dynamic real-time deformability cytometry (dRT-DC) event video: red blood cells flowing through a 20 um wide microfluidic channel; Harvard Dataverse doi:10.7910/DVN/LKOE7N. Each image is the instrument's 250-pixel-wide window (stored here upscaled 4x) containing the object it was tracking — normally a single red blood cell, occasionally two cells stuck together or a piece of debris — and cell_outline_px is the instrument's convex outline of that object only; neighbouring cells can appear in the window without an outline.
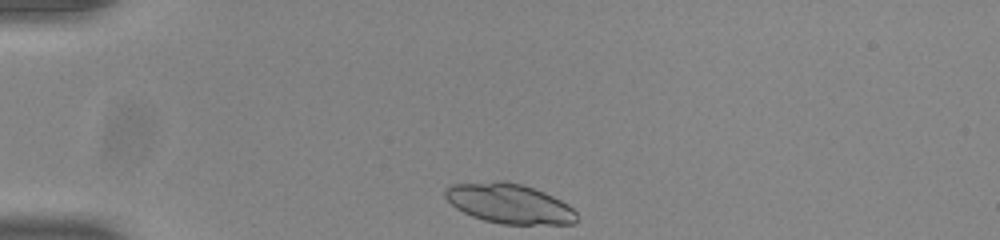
{"species": "common noctule bat (a hibernating species)", "species_latin": "Nyctalus noctula", "temperature_condition": "room temperature", "stored_images_in_passage": 34, "camera_frame_rate_fps": 3000, "um_per_image_px": 0.085, "animal": {"sex": "male", "body_mass_g": 20.0, "forearm_length_mm": 53.3}, "frame": {"image": 1, "passage_image": 1, "time_ms": 0.0, "image_size_px": [1000, 240], "cell_outline_px": [[580, 220], [576, 224], [500, 224], [484, 220], [472, 216], [456, 208], [444, 196], [444, 188], [452, 184], [496, 180], [504, 180], [520, 184], [544, 192], [568, 204], [576, 212]], "centroid_in_image_um": [43.3, 17.3], "position_along_channel_um": 41.7, "area_um2": 30.75}}